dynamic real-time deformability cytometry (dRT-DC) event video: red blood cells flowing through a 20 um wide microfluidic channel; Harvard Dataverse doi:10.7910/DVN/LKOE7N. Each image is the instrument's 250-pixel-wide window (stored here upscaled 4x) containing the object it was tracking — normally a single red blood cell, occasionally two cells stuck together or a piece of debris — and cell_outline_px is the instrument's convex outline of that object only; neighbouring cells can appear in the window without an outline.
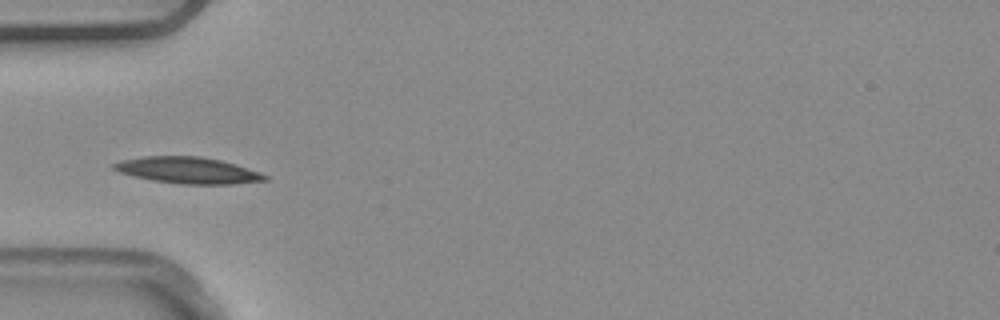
{"species": "common noctule bat (a hibernating species)", "species_latin": "Nyctalus noctula", "temperature_condition": "warm", "stored_images_in_passage": 7, "camera_frame_rate_fps": 3000, "um_per_image_px": 0.085, "animal": {"sex": "male", "body_mass_g": 20.4}, "frame": {"image": 1, "passage_image": 4, "time_ms": 1.0, "image_size_px": [1000, 320], "cell_outline_px": [[268, 180], [232, 184], [180, 184], [152, 180], [120, 172], [112, 168], [112, 164], [120, 160], [144, 156], [200, 156], [220, 160], [260, 172], [268, 176]], "centroid_in_image_um": [15.96, 14.47], "position_along_channel_um": 69.0, "area_um2": 23.06}}